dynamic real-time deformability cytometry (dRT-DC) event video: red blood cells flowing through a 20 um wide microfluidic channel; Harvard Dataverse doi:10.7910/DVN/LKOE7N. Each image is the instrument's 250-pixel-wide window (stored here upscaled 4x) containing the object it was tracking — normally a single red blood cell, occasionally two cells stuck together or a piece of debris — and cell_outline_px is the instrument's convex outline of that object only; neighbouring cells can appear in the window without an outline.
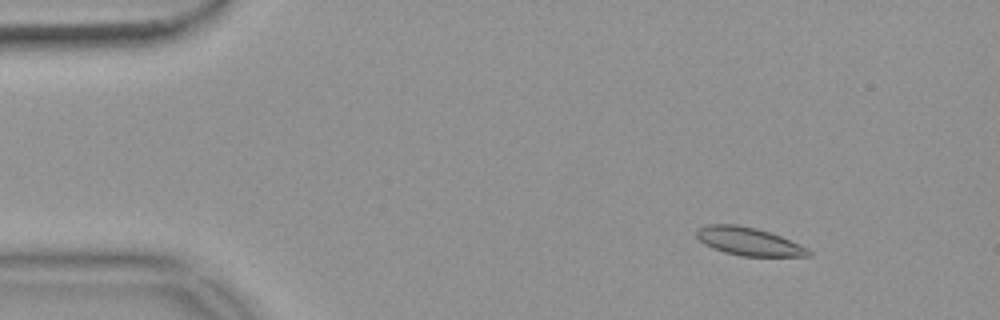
{"species": "common noctule bat (a hibernating species)", "species_latin": "Nyctalus noctula", "temperature_condition": "warm", "stored_images_in_passage": 40, "camera_frame_rate_fps": 3000, "um_per_image_px": 0.085, "animal": {"sex": "female", "body_mass_g": 18.4}, "frame": {"image": 1, "passage_image": 7, "time_ms": 2.0, "image_size_px": [1000, 320], "cell_outline_px": [[812, 256], [740, 256], [724, 252], [712, 248], [704, 244], [696, 236], [696, 228], [708, 224], [736, 224], [756, 228], [780, 236], [808, 248], [812, 252]], "centroid_in_image_um": [63.61, 20.52], "position_along_channel_um": 21.4, "area_um2": 18.32}}
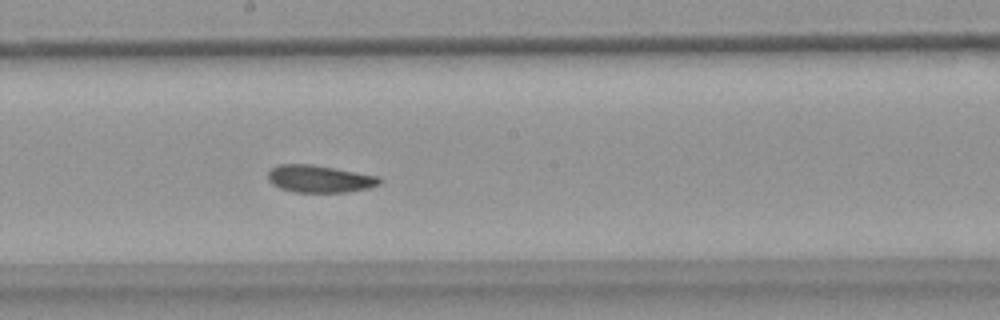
{"frame": {"image": 2, "passage_image": 30, "time_ms": 9.667, "image_size_px": [1000, 320], "cell_outline_px": [[384, 180], [380, 184], [368, 188], [344, 192], [292, 192], [280, 188], [272, 184], [268, 180], [268, 172], [272, 168], [280, 164], [312, 164], [380, 176]], "centroid_in_image_um": [27.18, 15.2], "position_along_channel_um": 221.0, "area_um2": 17.86}}
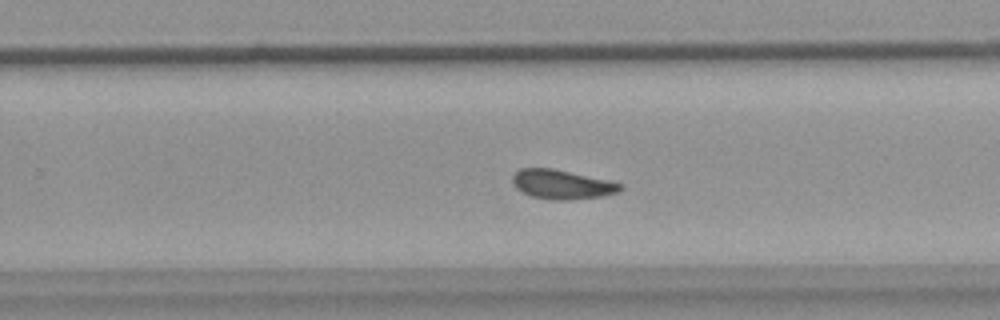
{"frame": {"image": 3, "passage_image": 35, "time_ms": 11.333, "image_size_px": [1000, 320], "cell_outline_px": [[624, 188], [620, 192], [600, 196], [572, 200], [556, 200], [532, 196], [516, 188], [512, 184], [512, 176], [520, 168], [552, 168], [624, 184]], "centroid_in_image_um": [47.77, 15.68], "position_along_channel_um": 282.0, "area_um2": 18.26}}